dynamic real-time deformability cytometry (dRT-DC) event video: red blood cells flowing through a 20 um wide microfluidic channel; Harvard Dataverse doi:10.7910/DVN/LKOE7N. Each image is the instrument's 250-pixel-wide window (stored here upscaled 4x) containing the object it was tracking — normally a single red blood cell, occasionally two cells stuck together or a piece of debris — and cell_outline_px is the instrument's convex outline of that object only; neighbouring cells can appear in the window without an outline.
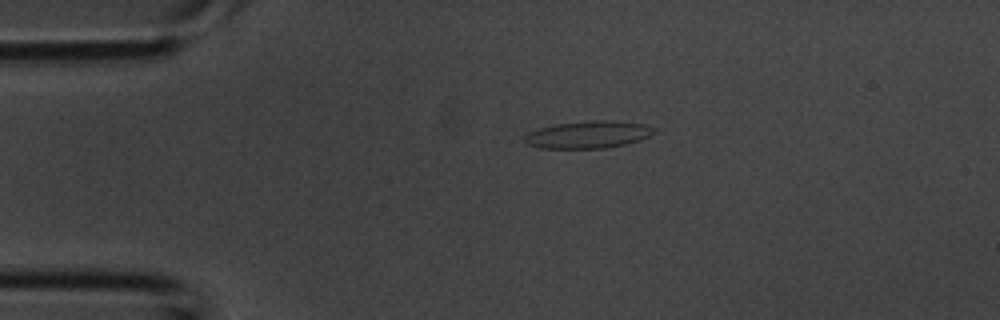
{"species": "common noctule bat (a hibernating species)", "species_latin": "Nyctalus noctula", "temperature_condition": "room temperature", "stored_images_in_passage": 2, "camera_frame_rate_fps": 3000, "um_per_image_px": 0.085, "animal": {"sex": "male", "body_mass_g": 20.1, "forearm_length_mm": 53.5}, "frame": {"image": 1, "passage_image": 1, "time_ms": 0.0, "image_size_px": [1000, 320], "cell_outline_px": [[656, 132], [640, 140], [624, 144], [604, 148], [540, 148], [524, 144], [524, 136], [528, 132], [540, 128], [556, 124], [592, 120], [612, 120], [644, 124], [656, 128]], "centroid_in_image_um": [49.98, 11.44], "position_along_channel_um": 35.0, "area_um2": 20.63}}